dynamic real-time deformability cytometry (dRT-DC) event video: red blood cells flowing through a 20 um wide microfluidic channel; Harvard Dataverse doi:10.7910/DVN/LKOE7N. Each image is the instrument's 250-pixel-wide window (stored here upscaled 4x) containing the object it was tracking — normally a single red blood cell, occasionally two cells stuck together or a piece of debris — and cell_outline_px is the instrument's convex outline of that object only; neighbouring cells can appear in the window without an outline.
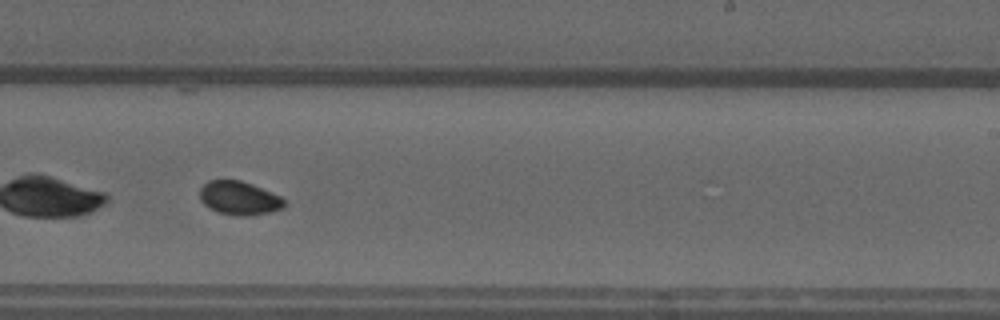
{"species": "common noctule bat (a hibernating species)", "species_latin": "Nyctalus noctula", "temperature_condition": "warm", "stored_images_in_passage": 39, "camera_frame_rate_fps": 3000, "um_per_image_px": 0.085, "animal": {"sex": "male", "forearm_length_mm": 52.5}, "frame": {"image": 1, "passage_image": 23, "time_ms": 7.333, "image_size_px": [1000, 320], "cell_outline_px": [[284, 208], [272, 212], [248, 216], [236, 216], [220, 212], [208, 208], [200, 200], [200, 188], [208, 180], [240, 180], [252, 184], [280, 196], [284, 200]], "centroid_in_image_um": [20.32, 16.84], "position_along_channel_um": 268.7, "area_um2": 16.59}, "authors_computed_cell_mechanics": {"area_um2": 16.7042, "velocity_mm_per_s": 3.8229, "shape_relaxation_time_tau1_ms": 6.8565, "shape_relaxation_time_tau2_ms": 4.2698, "deformation_change_tau1": 0.0977, "deformation_change_tau2": 0.0579}}